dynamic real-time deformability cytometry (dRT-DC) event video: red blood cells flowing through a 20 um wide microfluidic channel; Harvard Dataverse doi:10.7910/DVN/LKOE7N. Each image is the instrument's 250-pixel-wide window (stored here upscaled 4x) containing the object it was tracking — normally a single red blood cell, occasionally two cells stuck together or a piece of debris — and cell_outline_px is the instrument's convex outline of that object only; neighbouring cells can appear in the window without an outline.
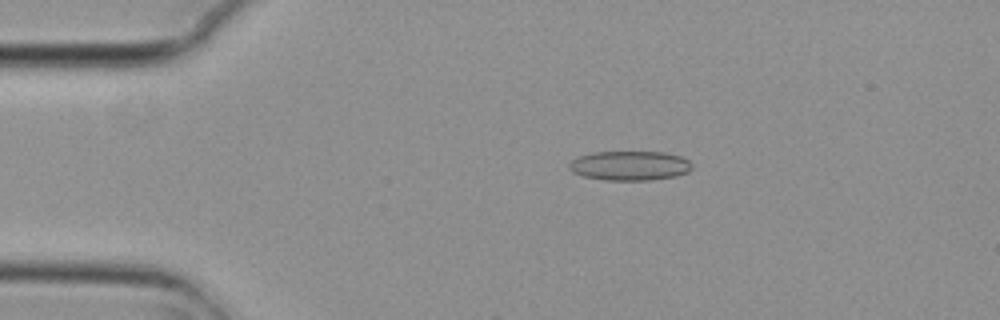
{"species": "common noctule bat (a hibernating species)", "species_latin": "Nyctalus noctula", "temperature_condition": "cold", "stored_images_in_passage": 4, "camera_frame_rate_fps": 3000, "um_per_image_px": 0.085, "animal": {"sex": "female", "body_mass_g": 29.2, "forearm_length_mm": 56.3}, "frame": {"image": 1, "passage_image": 4, "time_ms": 1.0, "image_size_px": [1000, 320], "cell_outline_px": [[692, 168], [688, 172], [676, 176], [648, 180], [604, 180], [584, 176], [572, 172], [568, 168], [568, 164], [572, 160], [580, 156], [596, 152], [664, 152], [680, 156], [688, 160], [692, 164]], "centroid_in_image_um": [53.54, 14.08], "position_along_channel_um": 31.5, "area_um2": 21.04}}